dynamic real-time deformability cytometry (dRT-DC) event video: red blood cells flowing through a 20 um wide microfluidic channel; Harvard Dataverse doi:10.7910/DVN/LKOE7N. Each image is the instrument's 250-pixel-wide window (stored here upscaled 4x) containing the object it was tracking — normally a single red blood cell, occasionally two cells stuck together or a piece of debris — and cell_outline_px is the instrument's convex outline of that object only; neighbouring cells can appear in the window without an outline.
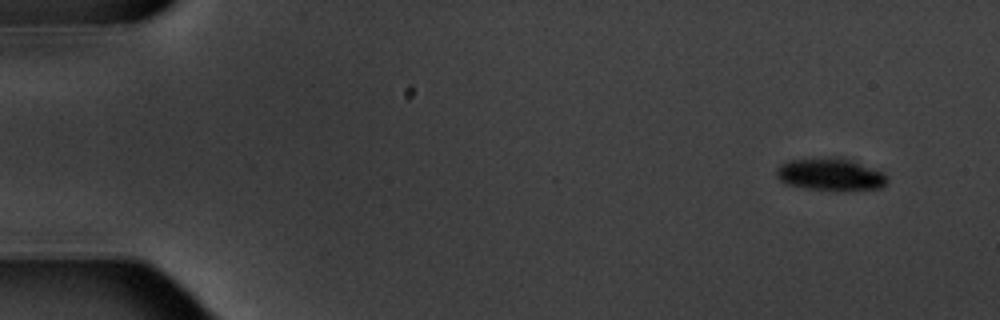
{"species": "common noctule bat (a hibernating species)", "species_latin": "Nyctalus noctula", "temperature_condition": "warm", "stored_images_in_passage": 5, "camera_frame_rate_fps": 3000, "um_per_image_px": 0.085, "animal": {"sex": "male", "body_mass_g": 20.1, "forearm_length_mm": 53.5}, "frame": {"image": 1, "passage_image": 1, "time_ms": 0.0, "image_size_px": [1000, 320], "cell_outline_px": [[888, 180], [880, 188], [836, 192], [804, 188], [784, 184], [776, 176], [776, 168], [780, 164], [788, 160], [820, 156], [840, 156], [884, 172], [888, 176]], "centroid_in_image_um": [70.55, 14.82], "position_along_channel_um": 14.4, "area_um2": 21.85}}
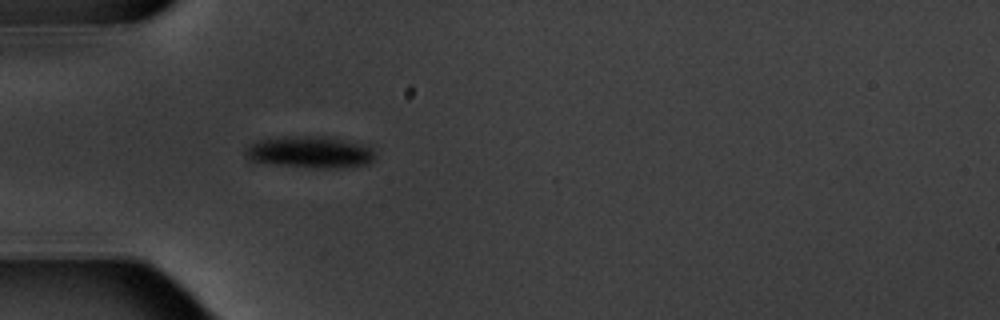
{"frame": {"image": 2, "passage_image": 5, "time_ms": 4.667, "image_size_px": [1000, 320], "cell_outline_px": [[372, 160], [368, 164], [340, 168], [308, 168], [272, 164], [252, 160], [244, 152], [248, 144], [260, 140], [284, 136], [324, 136], [364, 144], [372, 148]], "centroid_in_image_um": [26.33, 12.93], "position_along_channel_um": 58.7, "area_um2": 23.99}}